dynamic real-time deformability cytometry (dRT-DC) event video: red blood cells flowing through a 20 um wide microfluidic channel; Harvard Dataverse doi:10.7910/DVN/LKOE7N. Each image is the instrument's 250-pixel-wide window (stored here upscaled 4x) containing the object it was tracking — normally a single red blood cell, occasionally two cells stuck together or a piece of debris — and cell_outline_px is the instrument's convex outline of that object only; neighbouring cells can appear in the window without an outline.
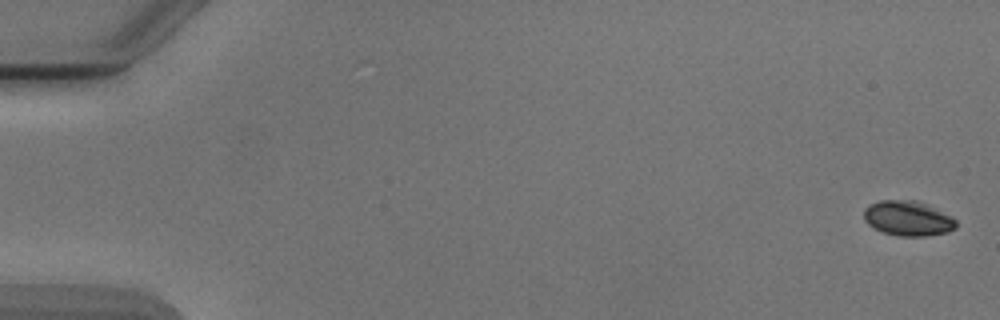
{"species": "Egyptian fruit bat (a non-hibernating species)", "species_latin": "Rousettus aegyptiacus", "temperature_condition": "cold", "stored_images_in_passage": 8, "camera_frame_rate_fps": 3000, "um_per_image_px": 0.085, "animal": {"sex": "male"}, "frame": {"image": 1, "passage_image": 1, "time_ms": 0.0, "image_size_px": [1000, 320], "cell_outline_px": [[956, 228], [948, 232], [924, 236], [900, 236], [884, 232], [868, 224], [864, 220], [864, 208], [868, 204], [880, 200], [920, 200], [956, 220]], "centroid_in_image_um": [77.15, 18.54], "position_along_channel_um": 7.8, "area_um2": 18.73}}
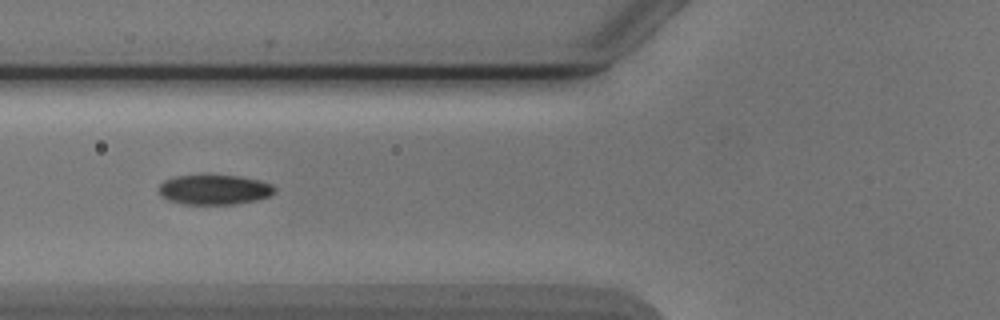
{"frame": {"image": 2, "passage_image": 6, "time_ms": 6.667, "image_size_px": [1000, 320], "cell_outline_px": [[276, 192], [268, 196], [256, 200], [236, 204], [184, 204], [168, 200], [160, 192], [160, 184], [164, 180], [176, 176], [240, 176], [260, 180], [272, 184], [276, 188]], "centroid_in_image_um": [18.27, 16.12], "position_along_channel_um": 107.5, "area_um2": 19.94}}
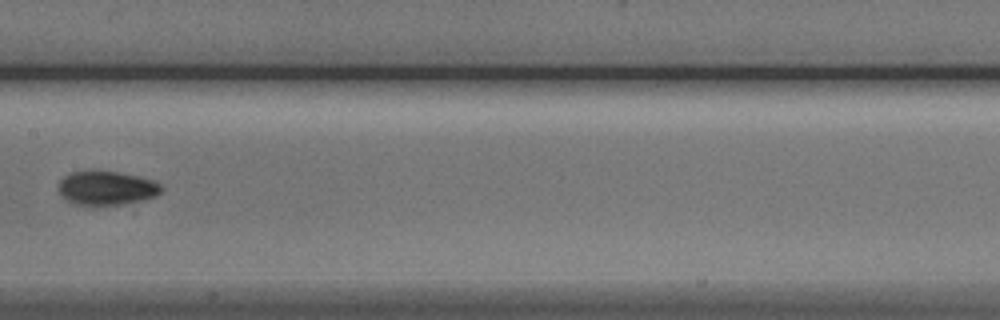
{"frame": {"image": 3, "passage_image": 8, "time_ms": 9.0, "image_size_px": [1000, 320], "cell_outline_px": [[164, 188], [156, 196], [144, 200], [120, 204], [92, 208], [72, 204], [60, 192], [60, 180], [64, 176], [72, 172], [88, 168], [96, 168], [136, 176], [152, 180], [160, 184]], "centroid_in_image_um": [9.03, 15.98], "position_along_channel_um": 198.4, "area_um2": 21.15}}